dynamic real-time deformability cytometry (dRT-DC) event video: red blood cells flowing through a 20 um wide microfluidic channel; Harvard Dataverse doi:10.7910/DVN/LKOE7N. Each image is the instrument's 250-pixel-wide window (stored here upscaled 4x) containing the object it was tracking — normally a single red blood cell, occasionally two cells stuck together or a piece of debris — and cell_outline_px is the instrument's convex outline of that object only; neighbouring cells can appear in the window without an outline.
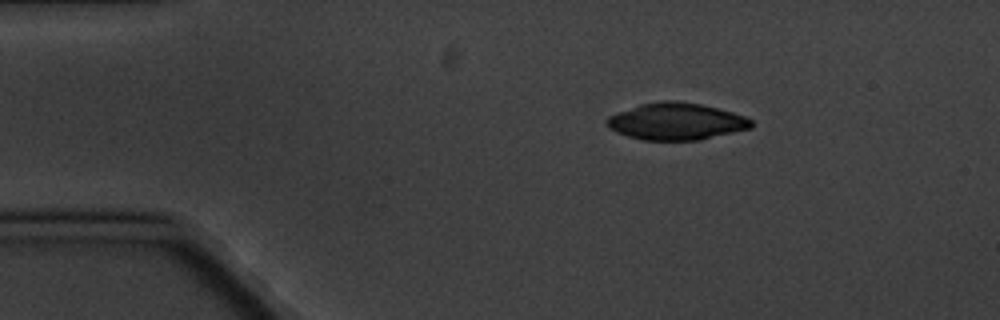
{"species": "common noctule bat (a hibernating species)", "species_latin": "Nyctalus noctula", "temperature_condition": "cold", "stored_images_in_passage": 4, "camera_frame_rate_fps": 3000, "um_per_image_px": 0.085, "animal": {"sex": "male", "body_mass_g": 20.1, "forearm_length_mm": 53.5}, "frame": {"image": 1, "passage_image": 2, "time_ms": 1.333, "image_size_px": [1000, 320], "cell_outline_px": [[752, 128], [700, 140], [644, 140], [628, 136], [616, 132], [608, 128], [604, 120], [608, 116], [640, 104], [664, 100], [676, 100], [700, 104], [732, 112], [744, 116], [752, 120]], "centroid_in_image_um": [57.46, 10.32], "position_along_channel_um": 27.5, "area_um2": 31.1}}